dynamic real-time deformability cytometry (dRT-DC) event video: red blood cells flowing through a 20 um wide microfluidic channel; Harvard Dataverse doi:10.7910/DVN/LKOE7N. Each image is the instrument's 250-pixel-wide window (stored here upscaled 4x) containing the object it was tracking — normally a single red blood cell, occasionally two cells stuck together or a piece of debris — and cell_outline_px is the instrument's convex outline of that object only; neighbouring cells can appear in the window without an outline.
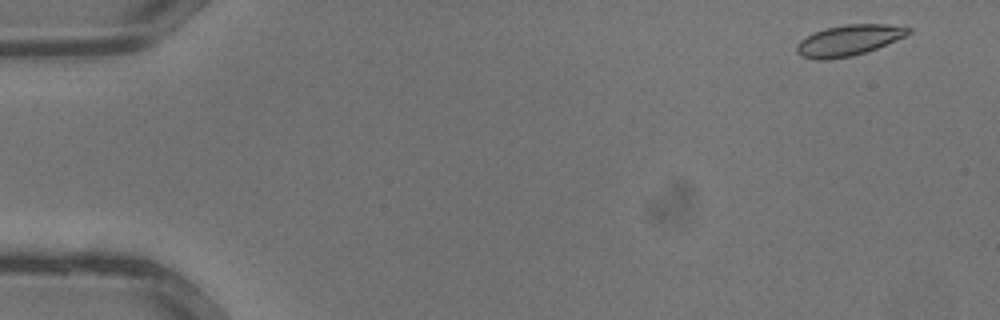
{"species": "common noctule bat (a hibernating species)", "species_latin": "Nyctalus noctula", "temperature_condition": "warm", "stored_images_in_passage": 34, "camera_frame_rate_fps": 3000, "um_per_image_px": 0.085, "animal": {"sex": "male", "body_mass_g": 13.3}, "frame": {"image": 1, "passage_image": 2, "time_ms": 0.333, "image_size_px": [1000, 320], "cell_outline_px": [[912, 32], [896, 40], [876, 48], [852, 56], [828, 60], [816, 60], [800, 56], [796, 52], [796, 44], [800, 40], [824, 28], [844, 24], [884, 24], [912, 28]], "centroid_in_image_um": [72.1, 3.43], "position_along_channel_um": 12.9, "area_um2": 20.0}}
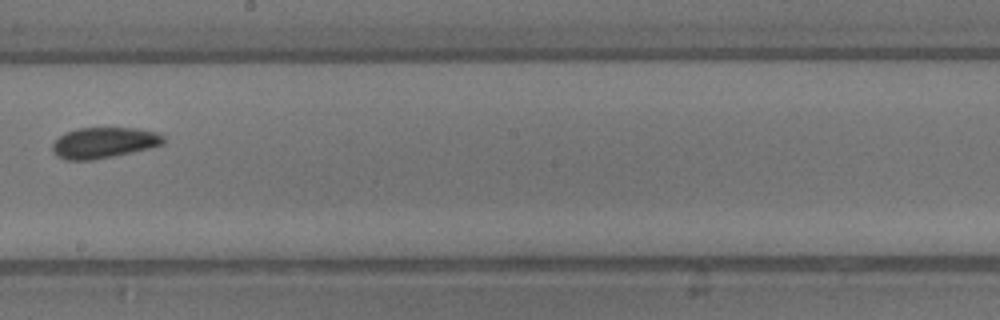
{"frame": {"image": 2, "passage_image": 20, "time_ms": 6.333, "image_size_px": [1000, 320], "cell_outline_px": [[164, 144], [132, 152], [92, 160], [68, 160], [56, 156], [52, 148], [52, 144], [64, 132], [76, 128], [136, 128], [156, 132], [164, 136]], "centroid_in_image_um": [8.81, 12.12], "position_along_channel_um": 239.4, "area_um2": 19.88}}
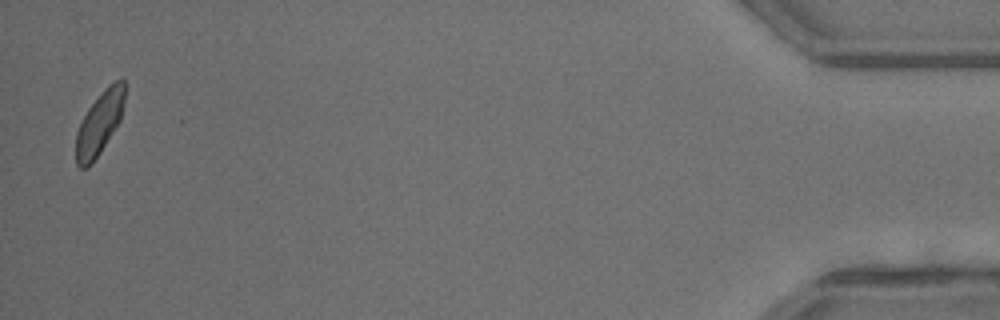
{"frame": {"image": 3, "passage_image": 34, "time_ms": 11.0, "image_size_px": [1000, 320], "cell_outline_px": [[124, 104], [120, 120], [100, 152], [92, 164], [88, 168], [80, 168], [76, 164], [76, 132], [88, 108], [104, 88], [108, 84], [116, 80], [124, 80]], "centroid_in_image_um": [8.44, 10.48], "position_along_channel_um": 426.8, "area_um2": 17.74}}